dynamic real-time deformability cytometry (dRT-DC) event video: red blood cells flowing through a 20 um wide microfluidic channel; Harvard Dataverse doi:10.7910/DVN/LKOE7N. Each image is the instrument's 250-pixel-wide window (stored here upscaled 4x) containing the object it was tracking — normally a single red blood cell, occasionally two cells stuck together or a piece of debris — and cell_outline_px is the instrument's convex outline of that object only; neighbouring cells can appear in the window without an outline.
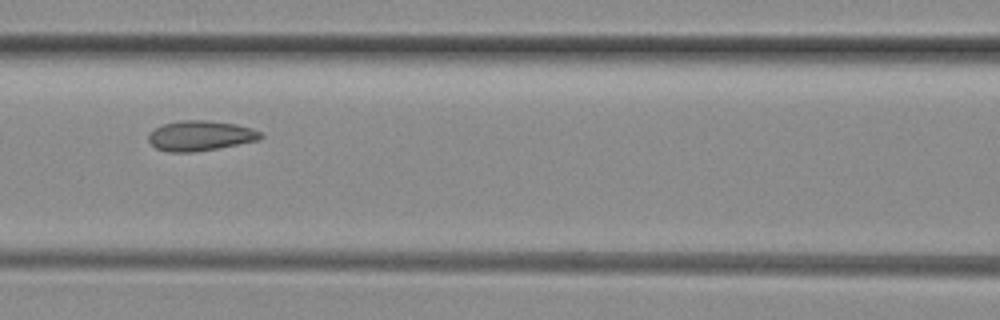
{"species": "common noctule bat (a hibernating species)", "species_latin": "Nyctalus noctula", "temperature_condition": "room temperature", "stored_images_in_passage": 7, "camera_frame_rate_fps": 3000, "um_per_image_px": 0.085, "animal": {"sex": "female", "body_mass_g": 29.2, "forearm_length_mm": 56.3}, "frame": {"image": 1, "passage_image": 6, "time_ms": 1.667, "image_size_px": [1000, 320], "cell_outline_px": [[264, 136], [260, 140], [216, 148], [192, 152], [168, 152], [156, 148], [148, 140], [148, 136], [156, 128], [164, 124], [180, 120], [204, 120], [236, 124], [252, 128], [260, 132]], "centroid_in_image_um": [17.05, 11.53], "position_along_channel_um": 149.6, "area_um2": 19.48}}
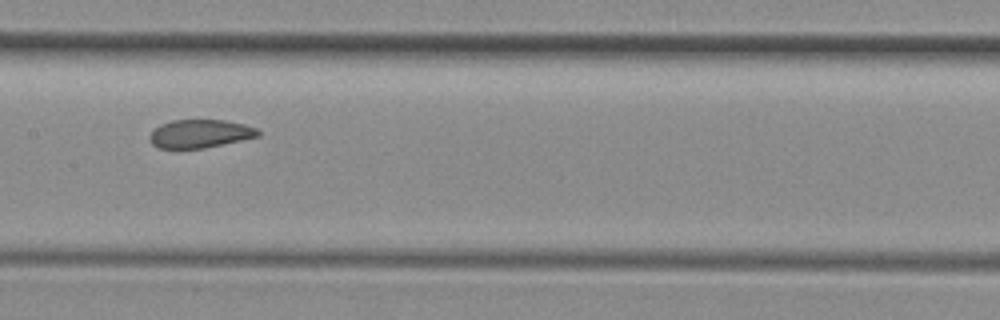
{"frame": {"image": 2, "passage_image": 7, "time_ms": 2.0, "image_size_px": [1000, 320], "cell_outline_px": [[260, 136], [204, 148], [160, 148], [152, 144], [148, 140], [148, 136], [160, 124], [172, 120], [224, 120], [244, 124], [256, 128], [260, 132]], "centroid_in_image_um": [16.99, 11.36], "position_along_channel_um": 190.4, "area_um2": 17.8}}